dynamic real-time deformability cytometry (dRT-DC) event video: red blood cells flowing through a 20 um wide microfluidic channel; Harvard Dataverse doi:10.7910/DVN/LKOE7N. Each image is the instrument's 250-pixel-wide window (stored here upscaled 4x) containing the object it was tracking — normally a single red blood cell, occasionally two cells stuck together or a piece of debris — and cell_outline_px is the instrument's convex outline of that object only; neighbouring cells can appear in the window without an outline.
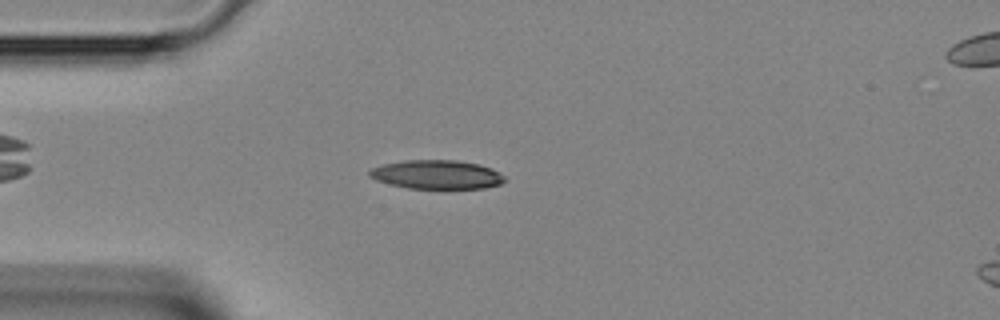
{"species": "Egyptian fruit bat (a non-hibernating species)", "species_latin": "Rousettus aegyptiacus", "temperature_condition": "room temperature", "stored_images_in_passage": 34, "camera_frame_rate_fps": 3000, "um_per_image_px": 0.085, "animal": {"sex": "female"}, "frame": {"image": 1, "passage_image": 3, "time_ms": 0.667, "image_size_px": [1000, 320], "cell_outline_px": [[504, 180], [500, 184], [484, 188], [444, 192], [408, 188], [388, 184], [376, 180], [368, 176], [368, 172], [372, 168], [384, 164], [404, 160], [456, 160], [480, 164], [492, 168], [504, 176]], "centroid_in_image_um": [37.14, 14.89], "position_along_channel_um": 47.9, "area_um2": 23.81}}
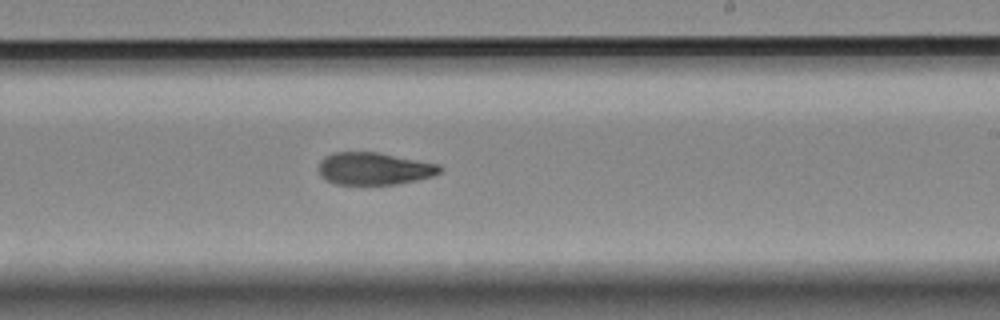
{"frame": {"image": 2, "passage_image": 17, "time_ms": 5.333, "image_size_px": [1000, 320], "cell_outline_px": [[444, 168], [440, 172], [432, 176], [416, 180], [396, 184], [336, 184], [324, 180], [320, 176], [316, 168], [320, 160], [324, 156], [332, 152], [376, 152], [436, 164]], "centroid_in_image_um": [31.7, 14.33], "position_along_channel_um": 257.3, "area_um2": 22.89}}
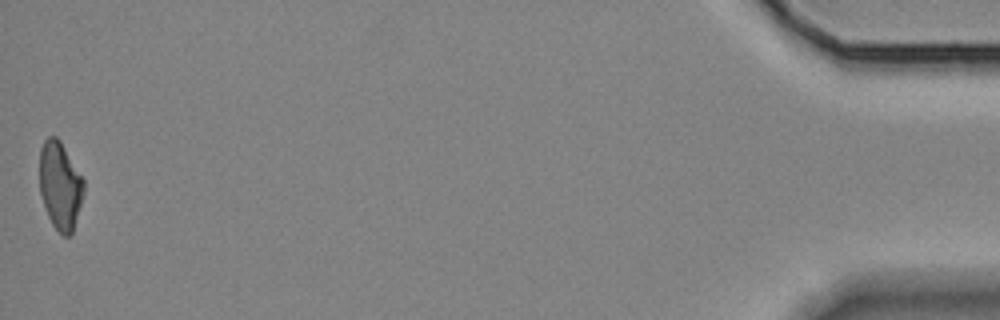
{"frame": {"image": 3, "passage_image": 34, "time_ms": 11.0, "image_size_px": [1000, 320], "cell_outline_px": [[84, 192], [72, 232], [68, 236], [64, 236], [52, 224], [48, 216], [40, 192], [40, 148], [44, 140], [48, 136], [56, 136], [60, 140], [84, 180]], "centroid_in_image_um": [5.1, 15.74], "position_along_channel_um": 430.1, "area_um2": 22.31}}